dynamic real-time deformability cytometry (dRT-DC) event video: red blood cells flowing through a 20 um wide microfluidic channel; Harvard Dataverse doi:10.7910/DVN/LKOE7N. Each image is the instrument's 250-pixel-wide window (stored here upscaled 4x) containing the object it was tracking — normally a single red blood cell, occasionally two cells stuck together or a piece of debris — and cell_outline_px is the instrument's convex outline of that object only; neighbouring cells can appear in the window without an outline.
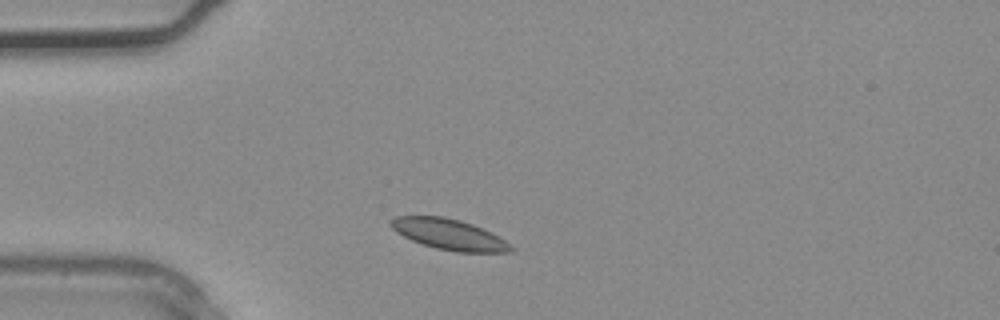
{"species": "common noctule bat (a hibernating species)", "species_latin": "Nyctalus noctula", "temperature_condition": "warm", "stored_images_in_passage": 1, "camera_frame_rate_fps": 3000, "um_per_image_px": 0.085, "animal": {"sex": "male", "body_mass_g": 20.4}, "frame": {"image": 1, "passage_image": 1, "time_ms": 0.0, "image_size_px": [1000, 320], "cell_outline_px": [[512, 252], [456, 252], [436, 248], [412, 240], [396, 232], [388, 224], [396, 216], [444, 216], [460, 220], [472, 224], [504, 240], [512, 248]], "centroid_in_image_um": [38.12, 19.91], "position_along_channel_um": 46.9, "area_um2": 21.04}}